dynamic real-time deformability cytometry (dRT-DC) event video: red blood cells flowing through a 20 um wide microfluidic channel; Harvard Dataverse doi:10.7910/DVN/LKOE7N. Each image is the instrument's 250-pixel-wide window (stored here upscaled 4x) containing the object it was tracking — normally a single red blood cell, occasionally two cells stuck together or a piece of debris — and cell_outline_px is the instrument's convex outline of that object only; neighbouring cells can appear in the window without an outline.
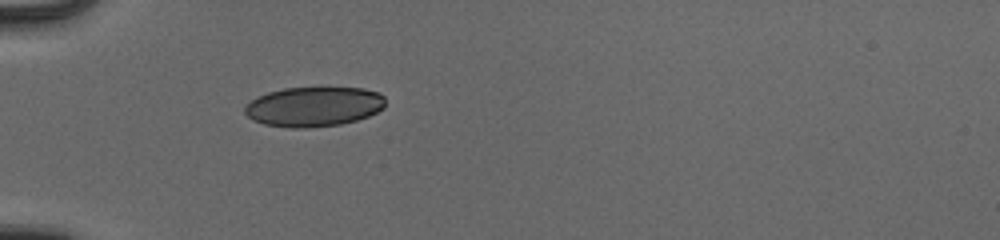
{"species": "human", "species_latin": "Homo sapiens", "temperature_condition": "cold", "stored_images_in_passage": 36, "camera_frame_rate_fps": 3000, "um_per_image_px": 0.085, "donor": {"sex": "male"}, "frame": {"image": 1, "passage_image": 1, "time_ms": 0.0, "image_size_px": [1000, 240], "cell_outline_px": [[384, 108], [368, 116], [356, 120], [340, 124], [308, 128], [288, 128], [264, 124], [252, 120], [244, 112], [244, 108], [252, 100], [268, 92], [284, 88], [364, 88], [380, 92], [384, 96]], "centroid_in_image_um": [26.68, 9.07], "position_along_channel_um": 58.3, "area_um2": 32.54}}
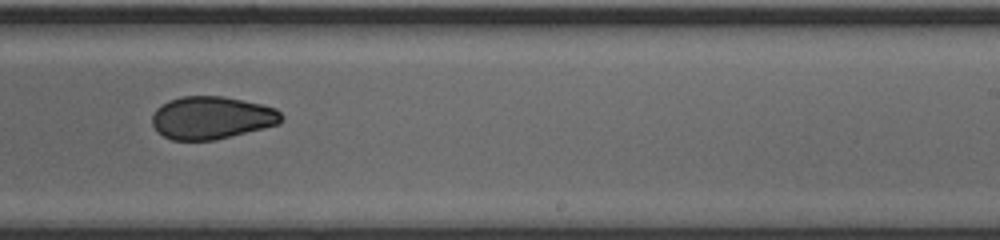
{"frame": {"image": 2, "passage_image": 18, "time_ms": 5.667, "image_size_px": [1000, 240], "cell_outline_px": [[284, 120], [280, 124], [216, 140], [172, 140], [164, 136], [152, 124], [152, 116], [156, 108], [168, 100], [180, 96], [224, 96], [260, 104], [276, 108], [284, 116]], "centroid_in_image_um": [18.02, 10.0], "position_along_channel_um": 271.0, "area_um2": 32.31}}
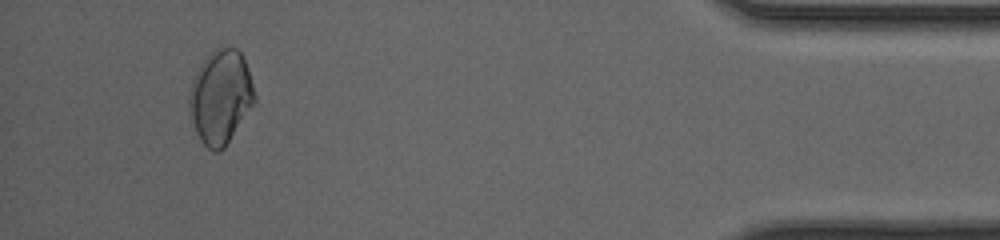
{"frame": {"image": 3, "passage_image": 33, "time_ms": 10.667, "image_size_px": [1000, 240], "cell_outline_px": [[256, 100], [224, 148], [220, 152], [212, 152], [200, 140], [196, 132], [188, 112], [188, 100], [192, 80], [200, 64], [216, 48], [236, 48], [244, 56], [256, 96]], "centroid_in_image_um": [18.73, 8.26], "position_along_channel_um": 416.5, "area_um2": 35.66}, "authors_computed_cell_mechanics": {"area_um2": 33.6396, "velocity_mm_per_s": 3.984, "shape_relaxation_time_tau1_ms": 7.914, "shape_relaxation_time_tau2_ms": 2.2522, "deformation_change_tau1": 0.1294, "deformation_change_tau2": 0.0596}}